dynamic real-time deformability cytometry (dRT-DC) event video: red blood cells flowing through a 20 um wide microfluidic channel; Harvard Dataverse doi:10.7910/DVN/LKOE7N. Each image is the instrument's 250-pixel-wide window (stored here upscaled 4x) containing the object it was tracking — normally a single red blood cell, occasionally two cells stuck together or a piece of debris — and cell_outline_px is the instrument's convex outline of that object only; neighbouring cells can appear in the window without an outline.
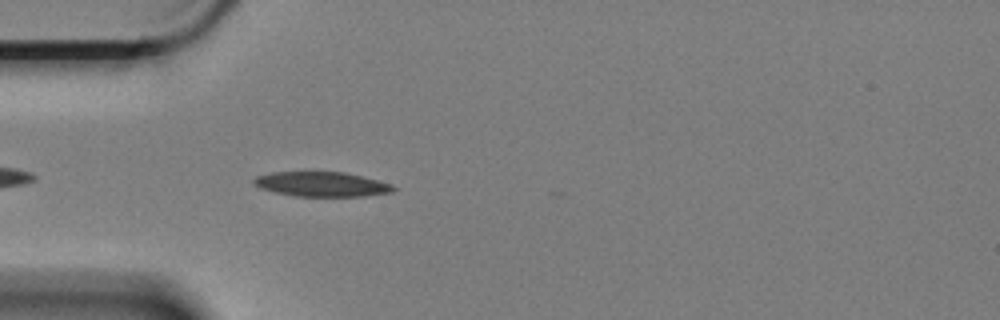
{"species": "Egyptian fruit bat (a non-hibernating species)", "species_latin": "Rousettus aegyptiacus", "temperature_condition": "cold", "stored_images_in_passage": 18, "camera_frame_rate_fps": 3000, "um_per_image_px": 0.085, "animal": {"sex": "female"}, "frame": {"image": 1, "passage_image": 4, "time_ms": 1.0, "image_size_px": [1000, 320], "cell_outline_px": [[396, 188], [392, 192], [364, 196], [296, 196], [276, 192], [260, 188], [252, 184], [252, 180], [256, 176], [272, 172], [344, 172], [376, 180], [388, 184]], "centroid_in_image_um": [27.27, 15.66], "position_along_channel_um": 57.7, "area_um2": 19.83}}
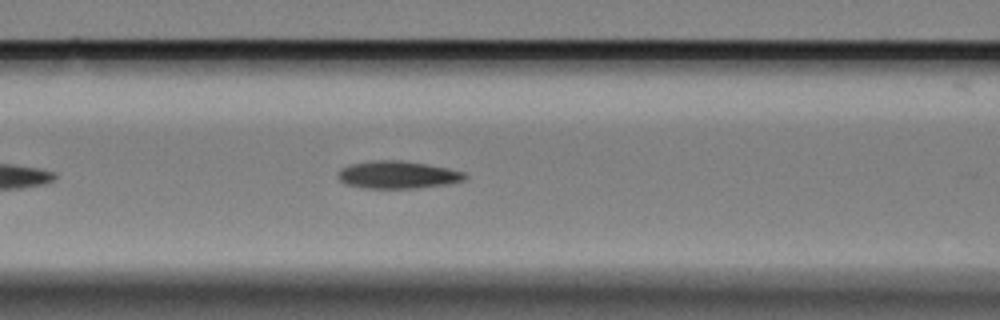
{"frame": {"image": 2, "passage_image": 11, "time_ms": 3.333, "image_size_px": [1000, 320], "cell_outline_px": [[468, 176], [464, 180], [448, 184], [416, 188], [364, 188], [348, 184], [340, 180], [340, 168], [352, 164], [372, 160], [400, 160], [428, 164], [448, 168], [464, 172]], "centroid_in_image_um": [33.85, 14.85], "position_along_channel_um": 132.7, "area_um2": 20.23}}
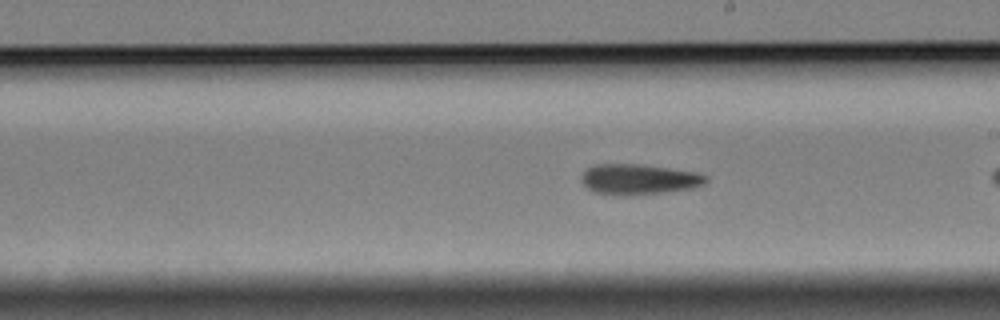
{"frame": {"image": 3, "passage_image": 17, "time_ms": 5.333, "image_size_px": [1000, 320], "cell_outline_px": [[708, 180], [704, 184], [692, 188], [628, 196], [624, 196], [596, 192], [588, 188], [584, 184], [580, 176], [588, 168], [596, 164], [636, 164], [696, 172], [708, 176]], "centroid_in_image_um": [54.29, 15.24], "position_along_channel_um": 234.7, "area_um2": 21.79}}